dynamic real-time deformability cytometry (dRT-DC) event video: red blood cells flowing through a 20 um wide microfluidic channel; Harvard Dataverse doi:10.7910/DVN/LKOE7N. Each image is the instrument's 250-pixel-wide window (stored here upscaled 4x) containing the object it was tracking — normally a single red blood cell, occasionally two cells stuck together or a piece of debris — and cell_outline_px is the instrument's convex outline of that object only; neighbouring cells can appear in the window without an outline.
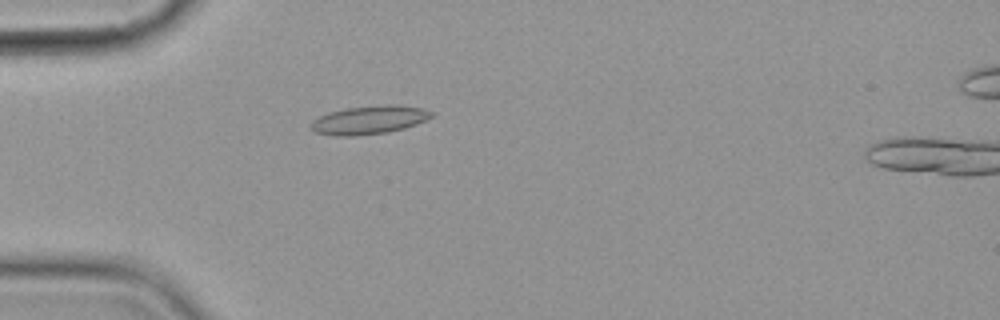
{"species": "common noctule bat (a hibernating species)", "species_latin": "Nyctalus noctula", "temperature_condition": "cold", "stored_images_in_passage": 3, "camera_frame_rate_fps": 3000, "um_per_image_px": 0.085, "animal": {"sex": "female", "body_mass_g": 19.9}, "frame": {"image": 1, "passage_image": 2, "time_ms": 1.333, "image_size_px": [1000, 320], "cell_outline_px": [[436, 116], [416, 124], [404, 128], [388, 132], [356, 136], [336, 136], [312, 132], [308, 128], [308, 124], [312, 120], [328, 112], [344, 108], [388, 104], [396, 104], [424, 108], [436, 112]], "centroid_in_image_um": [31.38, 10.19], "position_along_channel_um": 53.6, "area_um2": 20.58}}